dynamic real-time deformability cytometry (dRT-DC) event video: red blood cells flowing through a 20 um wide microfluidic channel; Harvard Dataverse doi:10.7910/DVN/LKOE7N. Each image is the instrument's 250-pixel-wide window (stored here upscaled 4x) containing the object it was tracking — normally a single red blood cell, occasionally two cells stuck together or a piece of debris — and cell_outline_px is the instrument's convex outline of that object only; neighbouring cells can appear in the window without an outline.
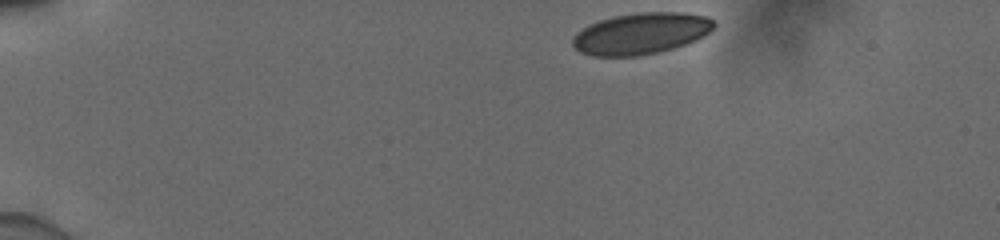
{"species": "human", "species_latin": "Homo sapiens", "temperature_condition": "cold", "stored_images_in_passage": 38, "camera_frame_rate_fps": 3000, "um_per_image_px": 0.085, "donor": {"sex": "male"}, "frame": {"image": 1, "passage_image": 1, "time_ms": 0.0, "image_size_px": [1000, 240], "cell_outline_px": [[716, 24], [704, 36], [696, 40], [672, 48], [640, 56], [592, 56], [580, 52], [572, 44], [572, 36], [576, 32], [600, 20], [612, 16], [640, 12], [684, 12], [704, 16], [712, 20]], "centroid_in_image_um": [54.46, 2.85], "position_along_channel_um": 30.5, "area_um2": 33.93}}
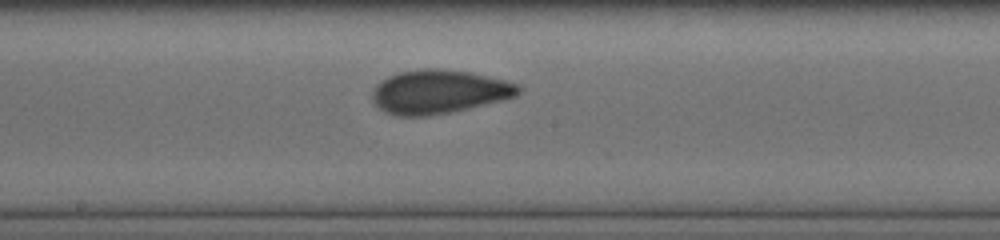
{"frame": {"image": 2, "passage_image": 22, "time_ms": 7.0, "image_size_px": [1000, 240], "cell_outline_px": [[524, 88], [516, 96], [500, 100], [448, 112], [428, 116], [396, 116], [384, 112], [372, 100], [372, 88], [380, 80], [388, 76], [400, 72], [420, 68], [440, 68], [472, 72], [520, 84]], "centroid_in_image_um": [37.28, 7.78], "position_along_channel_um": 210.9, "area_um2": 37.4}}
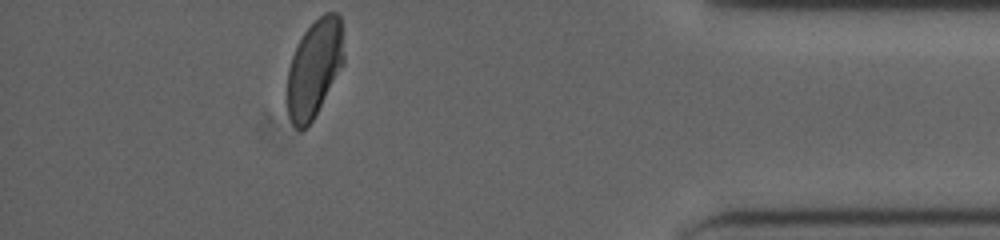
{"frame": {"image": 3, "passage_image": 38, "time_ms": 12.333, "image_size_px": [1000, 240], "cell_outline_px": [[344, 64], [308, 128], [300, 132], [292, 124], [288, 116], [284, 100], [288, 68], [292, 56], [304, 32], [324, 12], [336, 12], [340, 16], [344, 56]], "centroid_in_image_um": [26.68, 5.89], "position_along_channel_um": 408.5, "area_um2": 32.77}, "authors_computed_cell_mechanics": {"area_um2": 35.5759, "velocity_mm_per_s": 3.8892, "shape_relaxation_time_tau1_ms": 5.4111, "shape_relaxation_time_tau2_ms": 0.7749, "deformation_change_tau1": 0.1216, "deformation_change_tau2": 0.0441}}